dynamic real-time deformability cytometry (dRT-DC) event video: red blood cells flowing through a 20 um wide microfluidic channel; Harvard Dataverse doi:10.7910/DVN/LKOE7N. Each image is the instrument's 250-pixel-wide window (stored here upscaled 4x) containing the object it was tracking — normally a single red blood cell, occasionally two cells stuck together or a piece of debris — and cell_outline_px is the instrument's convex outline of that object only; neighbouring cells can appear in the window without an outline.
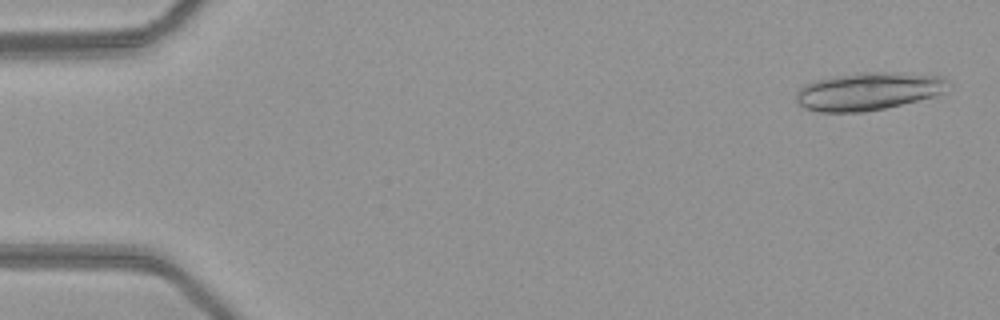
{"species": "common noctule bat (a hibernating species)", "species_latin": "Nyctalus noctula", "temperature_condition": "warm", "stored_images_in_passage": 10, "camera_frame_rate_fps": 3000, "um_per_image_px": 0.085, "animal": {"sex": "female", "body_mass_g": 21.9}, "frame": {"image": 1, "passage_image": 2, "time_ms": 0.333, "image_size_px": [1000, 320], "cell_outline_px": [[952, 84], [948, 92], [936, 96], [884, 108], [864, 112], [820, 112], [804, 108], [796, 100], [796, 92], [804, 84], [812, 80], [832, 76], [860, 72], [908, 72], [944, 76]], "centroid_in_image_um": [73.88, 7.73], "position_along_channel_um": 11.1, "area_um2": 34.33}}